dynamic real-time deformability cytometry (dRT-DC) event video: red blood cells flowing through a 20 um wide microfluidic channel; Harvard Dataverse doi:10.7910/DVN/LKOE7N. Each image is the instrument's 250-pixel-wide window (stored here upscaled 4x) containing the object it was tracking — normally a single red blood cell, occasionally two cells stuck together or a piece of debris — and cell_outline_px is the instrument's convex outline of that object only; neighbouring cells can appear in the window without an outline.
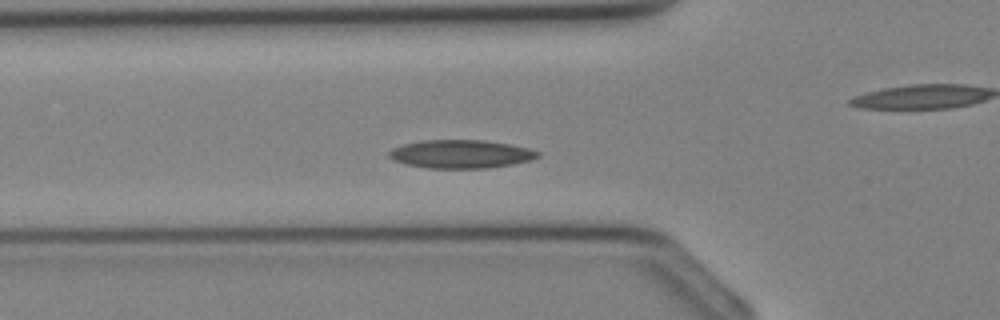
{"species": "Egyptian fruit bat (a non-hibernating species)", "species_latin": "Rousettus aegyptiacus", "temperature_condition": "cold", "stored_images_in_passage": 34, "camera_frame_rate_fps": 3000, "um_per_image_px": 0.085, "animal": {"sex": "female"}, "frame": {"image": 1, "passage_image": 10, "time_ms": 3.0, "image_size_px": [1000, 320], "cell_outline_px": [[540, 156], [532, 160], [512, 164], [484, 168], [428, 168], [408, 164], [392, 160], [388, 156], [388, 152], [392, 148], [404, 144], [424, 140], [484, 140], [508, 144], [528, 148], [540, 152]], "centroid_in_image_um": [39.17, 13.09], "position_along_channel_um": 86.6, "area_um2": 24.45}}
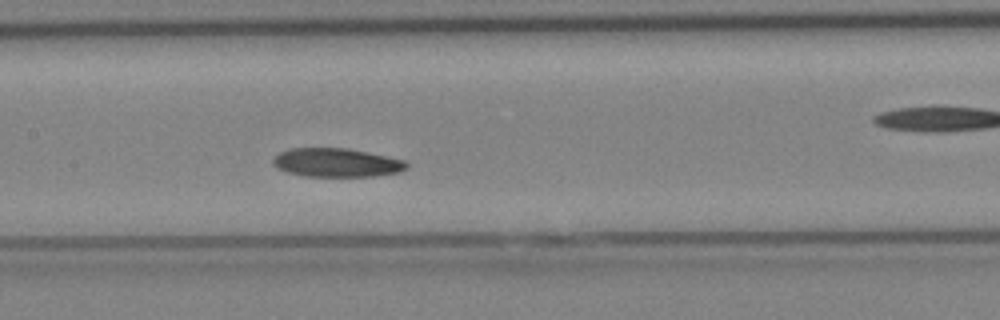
{"frame": {"image": 2, "passage_image": 15, "time_ms": 4.667, "image_size_px": [1000, 320], "cell_outline_px": [[408, 168], [400, 172], [372, 176], [304, 176], [288, 172], [272, 164], [272, 160], [280, 152], [292, 148], [348, 148], [404, 160], [408, 164]], "centroid_in_image_um": [28.62, 13.82], "position_along_channel_um": 178.8, "area_um2": 22.14}}
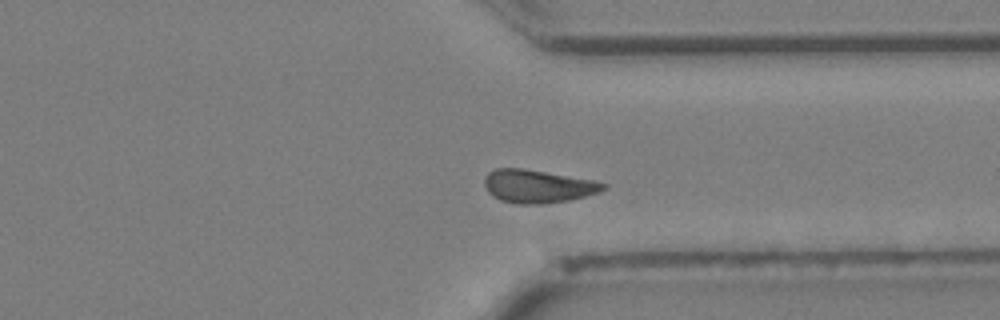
{"frame": {"image": 3, "passage_image": 25, "time_ms": 8.0, "image_size_px": [1000, 320], "cell_outline_px": [[608, 188], [584, 196], [568, 200], [544, 204], [516, 204], [500, 200], [492, 196], [488, 192], [484, 184], [484, 176], [488, 172], [496, 168], [520, 168], [592, 180], [608, 184]], "centroid_in_image_um": [45.66, 15.84], "position_along_channel_um": 365.7, "area_um2": 22.77}}